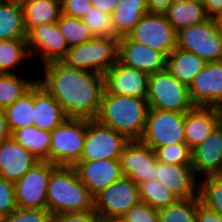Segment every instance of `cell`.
<instances>
[{
  "label": "cell",
  "mask_w": 222,
  "mask_h": 222,
  "mask_svg": "<svg viewBox=\"0 0 222 222\" xmlns=\"http://www.w3.org/2000/svg\"><path fill=\"white\" fill-rule=\"evenodd\" d=\"M37 79L60 104L67 118L95 120L104 92V74L68 67L62 61L43 65Z\"/></svg>",
  "instance_id": "1"
},
{
  "label": "cell",
  "mask_w": 222,
  "mask_h": 222,
  "mask_svg": "<svg viewBox=\"0 0 222 222\" xmlns=\"http://www.w3.org/2000/svg\"><path fill=\"white\" fill-rule=\"evenodd\" d=\"M146 98L103 92L96 121L125 136L139 141L143 135L149 112Z\"/></svg>",
  "instance_id": "2"
},
{
  "label": "cell",
  "mask_w": 222,
  "mask_h": 222,
  "mask_svg": "<svg viewBox=\"0 0 222 222\" xmlns=\"http://www.w3.org/2000/svg\"><path fill=\"white\" fill-rule=\"evenodd\" d=\"M47 210L52 216L94 211V196L72 166H57L52 171L47 186Z\"/></svg>",
  "instance_id": "3"
},
{
  "label": "cell",
  "mask_w": 222,
  "mask_h": 222,
  "mask_svg": "<svg viewBox=\"0 0 222 222\" xmlns=\"http://www.w3.org/2000/svg\"><path fill=\"white\" fill-rule=\"evenodd\" d=\"M118 61V39L93 37L70 47L62 60L68 67L104 74Z\"/></svg>",
  "instance_id": "4"
},
{
  "label": "cell",
  "mask_w": 222,
  "mask_h": 222,
  "mask_svg": "<svg viewBox=\"0 0 222 222\" xmlns=\"http://www.w3.org/2000/svg\"><path fill=\"white\" fill-rule=\"evenodd\" d=\"M87 119L67 118L50 132L49 162L73 166L80 161L86 137Z\"/></svg>",
  "instance_id": "5"
},
{
  "label": "cell",
  "mask_w": 222,
  "mask_h": 222,
  "mask_svg": "<svg viewBox=\"0 0 222 222\" xmlns=\"http://www.w3.org/2000/svg\"><path fill=\"white\" fill-rule=\"evenodd\" d=\"M147 101L149 108L187 112L195 106L189 95V87L177 80L166 69L149 75Z\"/></svg>",
  "instance_id": "6"
},
{
  "label": "cell",
  "mask_w": 222,
  "mask_h": 222,
  "mask_svg": "<svg viewBox=\"0 0 222 222\" xmlns=\"http://www.w3.org/2000/svg\"><path fill=\"white\" fill-rule=\"evenodd\" d=\"M184 123L185 112L149 109L139 141L152 150L169 144L186 143Z\"/></svg>",
  "instance_id": "7"
},
{
  "label": "cell",
  "mask_w": 222,
  "mask_h": 222,
  "mask_svg": "<svg viewBox=\"0 0 222 222\" xmlns=\"http://www.w3.org/2000/svg\"><path fill=\"white\" fill-rule=\"evenodd\" d=\"M177 48L199 56L206 63L222 60V33L214 18L177 32Z\"/></svg>",
  "instance_id": "8"
},
{
  "label": "cell",
  "mask_w": 222,
  "mask_h": 222,
  "mask_svg": "<svg viewBox=\"0 0 222 222\" xmlns=\"http://www.w3.org/2000/svg\"><path fill=\"white\" fill-rule=\"evenodd\" d=\"M166 57L177 47V32L164 13H147L127 35Z\"/></svg>",
  "instance_id": "9"
},
{
  "label": "cell",
  "mask_w": 222,
  "mask_h": 222,
  "mask_svg": "<svg viewBox=\"0 0 222 222\" xmlns=\"http://www.w3.org/2000/svg\"><path fill=\"white\" fill-rule=\"evenodd\" d=\"M56 167L48 161H39L14 183L18 208L47 209V186Z\"/></svg>",
  "instance_id": "10"
},
{
  "label": "cell",
  "mask_w": 222,
  "mask_h": 222,
  "mask_svg": "<svg viewBox=\"0 0 222 222\" xmlns=\"http://www.w3.org/2000/svg\"><path fill=\"white\" fill-rule=\"evenodd\" d=\"M139 201L138 185L123 176L94 197V212L101 217L121 219Z\"/></svg>",
  "instance_id": "11"
},
{
  "label": "cell",
  "mask_w": 222,
  "mask_h": 222,
  "mask_svg": "<svg viewBox=\"0 0 222 222\" xmlns=\"http://www.w3.org/2000/svg\"><path fill=\"white\" fill-rule=\"evenodd\" d=\"M130 141L96 120H87L86 137L80 160L120 159Z\"/></svg>",
  "instance_id": "12"
},
{
  "label": "cell",
  "mask_w": 222,
  "mask_h": 222,
  "mask_svg": "<svg viewBox=\"0 0 222 222\" xmlns=\"http://www.w3.org/2000/svg\"><path fill=\"white\" fill-rule=\"evenodd\" d=\"M31 58L40 54L42 64L62 61L68 53L69 46L61 33L58 23L43 24L32 29L26 37Z\"/></svg>",
  "instance_id": "13"
},
{
  "label": "cell",
  "mask_w": 222,
  "mask_h": 222,
  "mask_svg": "<svg viewBox=\"0 0 222 222\" xmlns=\"http://www.w3.org/2000/svg\"><path fill=\"white\" fill-rule=\"evenodd\" d=\"M189 95L195 107L222 105V60L207 62L189 86Z\"/></svg>",
  "instance_id": "14"
},
{
  "label": "cell",
  "mask_w": 222,
  "mask_h": 222,
  "mask_svg": "<svg viewBox=\"0 0 222 222\" xmlns=\"http://www.w3.org/2000/svg\"><path fill=\"white\" fill-rule=\"evenodd\" d=\"M72 167L94 197L123 177L120 159L80 160Z\"/></svg>",
  "instance_id": "15"
},
{
  "label": "cell",
  "mask_w": 222,
  "mask_h": 222,
  "mask_svg": "<svg viewBox=\"0 0 222 222\" xmlns=\"http://www.w3.org/2000/svg\"><path fill=\"white\" fill-rule=\"evenodd\" d=\"M149 74L117 61L104 73V89L109 94L146 98Z\"/></svg>",
  "instance_id": "16"
},
{
  "label": "cell",
  "mask_w": 222,
  "mask_h": 222,
  "mask_svg": "<svg viewBox=\"0 0 222 222\" xmlns=\"http://www.w3.org/2000/svg\"><path fill=\"white\" fill-rule=\"evenodd\" d=\"M156 162L155 151L140 141H130L120 156L123 176L130 178L137 185L156 180Z\"/></svg>",
  "instance_id": "17"
},
{
  "label": "cell",
  "mask_w": 222,
  "mask_h": 222,
  "mask_svg": "<svg viewBox=\"0 0 222 222\" xmlns=\"http://www.w3.org/2000/svg\"><path fill=\"white\" fill-rule=\"evenodd\" d=\"M118 61L125 66L154 74L166 69V56L128 36L118 39Z\"/></svg>",
  "instance_id": "18"
},
{
  "label": "cell",
  "mask_w": 222,
  "mask_h": 222,
  "mask_svg": "<svg viewBox=\"0 0 222 222\" xmlns=\"http://www.w3.org/2000/svg\"><path fill=\"white\" fill-rule=\"evenodd\" d=\"M191 166L197 181L207 176H222V124L191 150Z\"/></svg>",
  "instance_id": "19"
},
{
  "label": "cell",
  "mask_w": 222,
  "mask_h": 222,
  "mask_svg": "<svg viewBox=\"0 0 222 222\" xmlns=\"http://www.w3.org/2000/svg\"><path fill=\"white\" fill-rule=\"evenodd\" d=\"M155 177L178 199L198 197L199 182H196L197 177L191 165H174L157 161Z\"/></svg>",
  "instance_id": "20"
},
{
  "label": "cell",
  "mask_w": 222,
  "mask_h": 222,
  "mask_svg": "<svg viewBox=\"0 0 222 222\" xmlns=\"http://www.w3.org/2000/svg\"><path fill=\"white\" fill-rule=\"evenodd\" d=\"M39 160L17 143L13 137L0 144V176L17 182Z\"/></svg>",
  "instance_id": "21"
},
{
  "label": "cell",
  "mask_w": 222,
  "mask_h": 222,
  "mask_svg": "<svg viewBox=\"0 0 222 222\" xmlns=\"http://www.w3.org/2000/svg\"><path fill=\"white\" fill-rule=\"evenodd\" d=\"M221 123L220 108L194 107L185 112L184 135L192 150L201 144Z\"/></svg>",
  "instance_id": "22"
},
{
  "label": "cell",
  "mask_w": 222,
  "mask_h": 222,
  "mask_svg": "<svg viewBox=\"0 0 222 222\" xmlns=\"http://www.w3.org/2000/svg\"><path fill=\"white\" fill-rule=\"evenodd\" d=\"M67 119L59 102L38 82L34 85V124L52 131Z\"/></svg>",
  "instance_id": "23"
},
{
  "label": "cell",
  "mask_w": 222,
  "mask_h": 222,
  "mask_svg": "<svg viewBox=\"0 0 222 222\" xmlns=\"http://www.w3.org/2000/svg\"><path fill=\"white\" fill-rule=\"evenodd\" d=\"M164 14L176 32L204 23L210 19L206 13L203 1L197 0H175Z\"/></svg>",
  "instance_id": "24"
},
{
  "label": "cell",
  "mask_w": 222,
  "mask_h": 222,
  "mask_svg": "<svg viewBox=\"0 0 222 222\" xmlns=\"http://www.w3.org/2000/svg\"><path fill=\"white\" fill-rule=\"evenodd\" d=\"M20 2L27 34L43 24L57 22L62 14L60 0H20Z\"/></svg>",
  "instance_id": "25"
},
{
  "label": "cell",
  "mask_w": 222,
  "mask_h": 222,
  "mask_svg": "<svg viewBox=\"0 0 222 222\" xmlns=\"http://www.w3.org/2000/svg\"><path fill=\"white\" fill-rule=\"evenodd\" d=\"M206 62L194 53L175 48L166 57V70L189 87Z\"/></svg>",
  "instance_id": "26"
},
{
  "label": "cell",
  "mask_w": 222,
  "mask_h": 222,
  "mask_svg": "<svg viewBox=\"0 0 222 222\" xmlns=\"http://www.w3.org/2000/svg\"><path fill=\"white\" fill-rule=\"evenodd\" d=\"M147 13V0H119L111 14L116 34L127 36Z\"/></svg>",
  "instance_id": "27"
},
{
  "label": "cell",
  "mask_w": 222,
  "mask_h": 222,
  "mask_svg": "<svg viewBox=\"0 0 222 222\" xmlns=\"http://www.w3.org/2000/svg\"><path fill=\"white\" fill-rule=\"evenodd\" d=\"M26 37L20 0H0V40Z\"/></svg>",
  "instance_id": "28"
},
{
  "label": "cell",
  "mask_w": 222,
  "mask_h": 222,
  "mask_svg": "<svg viewBox=\"0 0 222 222\" xmlns=\"http://www.w3.org/2000/svg\"><path fill=\"white\" fill-rule=\"evenodd\" d=\"M12 137L39 161L49 162L50 131L32 125L15 130Z\"/></svg>",
  "instance_id": "29"
},
{
  "label": "cell",
  "mask_w": 222,
  "mask_h": 222,
  "mask_svg": "<svg viewBox=\"0 0 222 222\" xmlns=\"http://www.w3.org/2000/svg\"><path fill=\"white\" fill-rule=\"evenodd\" d=\"M11 133L34 124V86L4 110Z\"/></svg>",
  "instance_id": "30"
},
{
  "label": "cell",
  "mask_w": 222,
  "mask_h": 222,
  "mask_svg": "<svg viewBox=\"0 0 222 222\" xmlns=\"http://www.w3.org/2000/svg\"><path fill=\"white\" fill-rule=\"evenodd\" d=\"M26 38L0 40V74H13V68L30 58ZM12 70V71H11Z\"/></svg>",
  "instance_id": "31"
},
{
  "label": "cell",
  "mask_w": 222,
  "mask_h": 222,
  "mask_svg": "<svg viewBox=\"0 0 222 222\" xmlns=\"http://www.w3.org/2000/svg\"><path fill=\"white\" fill-rule=\"evenodd\" d=\"M37 82L36 79H26L18 74H0V110L13 104L18 98L28 92Z\"/></svg>",
  "instance_id": "32"
},
{
  "label": "cell",
  "mask_w": 222,
  "mask_h": 222,
  "mask_svg": "<svg viewBox=\"0 0 222 222\" xmlns=\"http://www.w3.org/2000/svg\"><path fill=\"white\" fill-rule=\"evenodd\" d=\"M138 191L140 201L156 210L166 208L178 199L171 190L157 180L138 184Z\"/></svg>",
  "instance_id": "33"
},
{
  "label": "cell",
  "mask_w": 222,
  "mask_h": 222,
  "mask_svg": "<svg viewBox=\"0 0 222 222\" xmlns=\"http://www.w3.org/2000/svg\"><path fill=\"white\" fill-rule=\"evenodd\" d=\"M199 196L177 199L173 204L158 210L160 222H196Z\"/></svg>",
  "instance_id": "34"
},
{
  "label": "cell",
  "mask_w": 222,
  "mask_h": 222,
  "mask_svg": "<svg viewBox=\"0 0 222 222\" xmlns=\"http://www.w3.org/2000/svg\"><path fill=\"white\" fill-rule=\"evenodd\" d=\"M57 23L69 48L87 42L94 37L82 19L61 14Z\"/></svg>",
  "instance_id": "35"
},
{
  "label": "cell",
  "mask_w": 222,
  "mask_h": 222,
  "mask_svg": "<svg viewBox=\"0 0 222 222\" xmlns=\"http://www.w3.org/2000/svg\"><path fill=\"white\" fill-rule=\"evenodd\" d=\"M200 179V202L222 216V176H207Z\"/></svg>",
  "instance_id": "36"
},
{
  "label": "cell",
  "mask_w": 222,
  "mask_h": 222,
  "mask_svg": "<svg viewBox=\"0 0 222 222\" xmlns=\"http://www.w3.org/2000/svg\"><path fill=\"white\" fill-rule=\"evenodd\" d=\"M82 20L94 37L120 38L116 34L111 14L105 13L92 6L88 13L82 17Z\"/></svg>",
  "instance_id": "37"
},
{
  "label": "cell",
  "mask_w": 222,
  "mask_h": 222,
  "mask_svg": "<svg viewBox=\"0 0 222 222\" xmlns=\"http://www.w3.org/2000/svg\"><path fill=\"white\" fill-rule=\"evenodd\" d=\"M154 151L159 162L174 165H191V149L186 143L169 144Z\"/></svg>",
  "instance_id": "38"
},
{
  "label": "cell",
  "mask_w": 222,
  "mask_h": 222,
  "mask_svg": "<svg viewBox=\"0 0 222 222\" xmlns=\"http://www.w3.org/2000/svg\"><path fill=\"white\" fill-rule=\"evenodd\" d=\"M51 219L47 209L17 208L11 214L0 217V222H51Z\"/></svg>",
  "instance_id": "39"
},
{
  "label": "cell",
  "mask_w": 222,
  "mask_h": 222,
  "mask_svg": "<svg viewBox=\"0 0 222 222\" xmlns=\"http://www.w3.org/2000/svg\"><path fill=\"white\" fill-rule=\"evenodd\" d=\"M122 222H160L158 210L139 201L121 218Z\"/></svg>",
  "instance_id": "40"
},
{
  "label": "cell",
  "mask_w": 222,
  "mask_h": 222,
  "mask_svg": "<svg viewBox=\"0 0 222 222\" xmlns=\"http://www.w3.org/2000/svg\"><path fill=\"white\" fill-rule=\"evenodd\" d=\"M17 208L14 183L0 176V217L11 214Z\"/></svg>",
  "instance_id": "41"
},
{
  "label": "cell",
  "mask_w": 222,
  "mask_h": 222,
  "mask_svg": "<svg viewBox=\"0 0 222 222\" xmlns=\"http://www.w3.org/2000/svg\"><path fill=\"white\" fill-rule=\"evenodd\" d=\"M91 7L90 0H61L62 14L73 18L82 19Z\"/></svg>",
  "instance_id": "42"
},
{
  "label": "cell",
  "mask_w": 222,
  "mask_h": 222,
  "mask_svg": "<svg viewBox=\"0 0 222 222\" xmlns=\"http://www.w3.org/2000/svg\"><path fill=\"white\" fill-rule=\"evenodd\" d=\"M96 215L94 211L62 213L57 216H52L51 222H94Z\"/></svg>",
  "instance_id": "43"
},
{
  "label": "cell",
  "mask_w": 222,
  "mask_h": 222,
  "mask_svg": "<svg viewBox=\"0 0 222 222\" xmlns=\"http://www.w3.org/2000/svg\"><path fill=\"white\" fill-rule=\"evenodd\" d=\"M196 222H222V216L199 201L197 203Z\"/></svg>",
  "instance_id": "44"
},
{
  "label": "cell",
  "mask_w": 222,
  "mask_h": 222,
  "mask_svg": "<svg viewBox=\"0 0 222 222\" xmlns=\"http://www.w3.org/2000/svg\"><path fill=\"white\" fill-rule=\"evenodd\" d=\"M175 0H147L149 13H164Z\"/></svg>",
  "instance_id": "45"
},
{
  "label": "cell",
  "mask_w": 222,
  "mask_h": 222,
  "mask_svg": "<svg viewBox=\"0 0 222 222\" xmlns=\"http://www.w3.org/2000/svg\"><path fill=\"white\" fill-rule=\"evenodd\" d=\"M203 5L210 18H215L222 12V0H203Z\"/></svg>",
  "instance_id": "46"
},
{
  "label": "cell",
  "mask_w": 222,
  "mask_h": 222,
  "mask_svg": "<svg viewBox=\"0 0 222 222\" xmlns=\"http://www.w3.org/2000/svg\"><path fill=\"white\" fill-rule=\"evenodd\" d=\"M92 3V6L100 9L101 11L112 14V12L115 10V7L117 6V3L119 0H90Z\"/></svg>",
  "instance_id": "47"
},
{
  "label": "cell",
  "mask_w": 222,
  "mask_h": 222,
  "mask_svg": "<svg viewBox=\"0 0 222 222\" xmlns=\"http://www.w3.org/2000/svg\"><path fill=\"white\" fill-rule=\"evenodd\" d=\"M12 137L8 121L3 110H0V144Z\"/></svg>",
  "instance_id": "48"
},
{
  "label": "cell",
  "mask_w": 222,
  "mask_h": 222,
  "mask_svg": "<svg viewBox=\"0 0 222 222\" xmlns=\"http://www.w3.org/2000/svg\"><path fill=\"white\" fill-rule=\"evenodd\" d=\"M94 222H122L121 219H114V218H105L96 215Z\"/></svg>",
  "instance_id": "49"
},
{
  "label": "cell",
  "mask_w": 222,
  "mask_h": 222,
  "mask_svg": "<svg viewBox=\"0 0 222 222\" xmlns=\"http://www.w3.org/2000/svg\"><path fill=\"white\" fill-rule=\"evenodd\" d=\"M215 23L219 29V31L222 33V12L218 14L215 18Z\"/></svg>",
  "instance_id": "50"
},
{
  "label": "cell",
  "mask_w": 222,
  "mask_h": 222,
  "mask_svg": "<svg viewBox=\"0 0 222 222\" xmlns=\"http://www.w3.org/2000/svg\"><path fill=\"white\" fill-rule=\"evenodd\" d=\"M220 116H221V124H222V109H220Z\"/></svg>",
  "instance_id": "51"
}]
</instances>
